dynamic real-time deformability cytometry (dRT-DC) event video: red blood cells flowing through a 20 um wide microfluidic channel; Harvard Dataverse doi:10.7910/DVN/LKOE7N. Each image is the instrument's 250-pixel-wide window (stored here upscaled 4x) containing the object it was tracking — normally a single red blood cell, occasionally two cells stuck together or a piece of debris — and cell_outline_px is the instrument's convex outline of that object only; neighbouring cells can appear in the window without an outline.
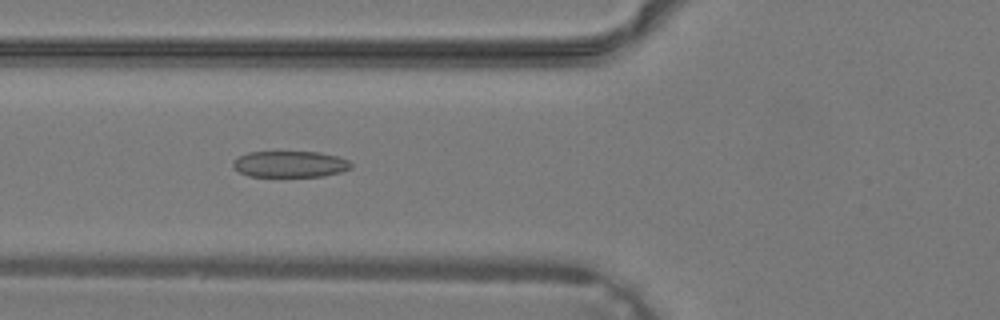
{"species": "common noctule bat (a hibernating species)", "species_latin": "Nyctalus noctula", "temperature_condition": "warm", "stored_images_in_passage": 16, "camera_frame_rate_fps": 3000, "um_per_image_px": 0.085, "animal": {"sex": "male", "body_mass_g": 19.2, "forearm_length_mm": 51.8}, "frame": {"image": 1, "passage_image": 3, "time_ms": 0.667, "image_size_px": [1000, 320], "cell_outline_px": [[352, 168], [340, 172], [324, 176], [248, 176], [240, 172], [232, 164], [232, 160], [248, 152], [320, 152], [336, 156], [348, 160], [352, 164]], "centroid_in_image_um": [24.66, 13.95], "position_along_channel_um": 101.1, "area_um2": 17.98}}
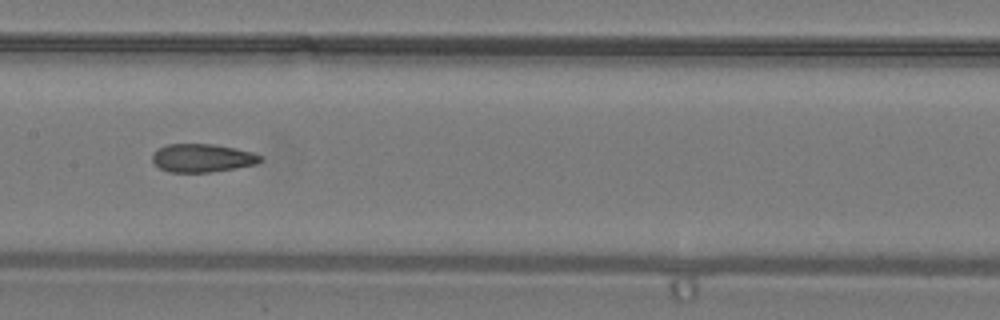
{"frame": {"image": 2, "passage_image": 8, "time_ms": 2.333, "image_size_px": [1000, 320], "cell_outline_px": [[264, 160], [256, 164], [208, 172], [168, 172], [160, 168], [152, 160], [152, 152], [168, 144], [212, 144], [236, 148], [252, 152], [260, 156]], "centroid_in_image_um": [17.18, 13.42], "position_along_channel_um": 190.2, "area_um2": 17.63}}
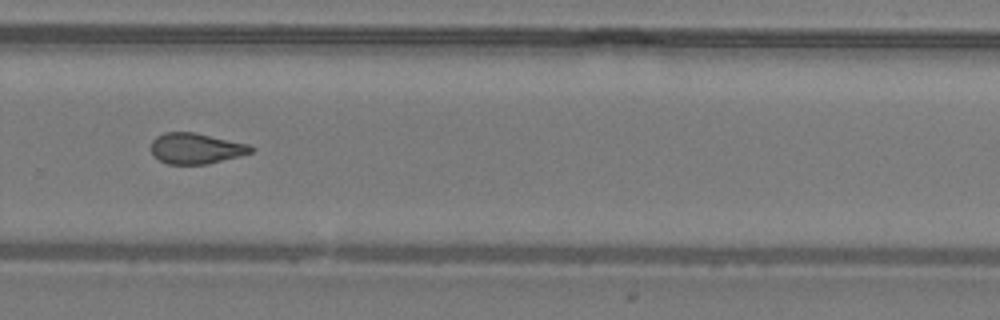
{"frame": {"image": 3, "passage_image": 15, "time_ms": 4.667, "image_size_px": [1000, 320], "cell_outline_px": [[256, 148], [252, 152], [240, 156], [208, 164], [168, 164], [160, 160], [152, 152], [152, 140], [156, 136], [164, 132], [196, 132], [248, 144]], "centroid_in_image_um": [16.68, 12.61], "position_along_channel_um": 313.1, "area_um2": 17.92}}